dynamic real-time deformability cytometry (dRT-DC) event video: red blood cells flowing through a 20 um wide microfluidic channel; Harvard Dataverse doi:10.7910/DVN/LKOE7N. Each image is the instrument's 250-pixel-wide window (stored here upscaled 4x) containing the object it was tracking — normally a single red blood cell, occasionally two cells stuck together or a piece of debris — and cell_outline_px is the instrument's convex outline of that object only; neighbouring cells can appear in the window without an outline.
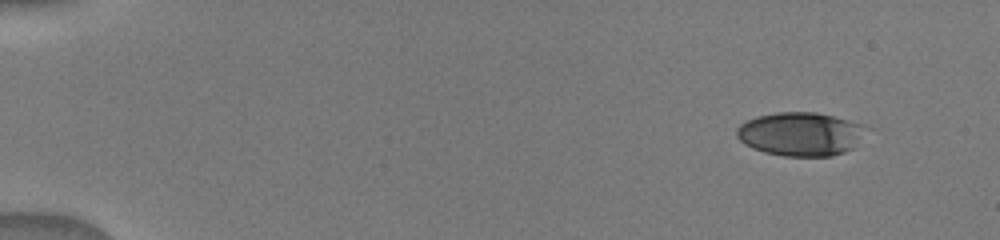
{"species": "human", "species_latin": "Homo sapiens", "temperature_condition": "warm", "stored_images_in_passage": 7, "camera_frame_rate_fps": 3000, "um_per_image_px": 0.085, "donor": {"sex": "male"}, "frame": {"image": 1, "passage_image": 1, "time_ms": 0.0, "image_size_px": [1000, 240], "cell_outline_px": [[872, 128], [856, 148], [832, 156], [784, 156], [764, 152], [752, 148], [744, 144], [736, 136], [736, 128], [740, 124], [756, 116], [776, 112], [816, 112], [864, 124]], "centroid_in_image_um": [68.13, 11.39], "position_along_channel_um": 16.9, "area_um2": 33.64}}
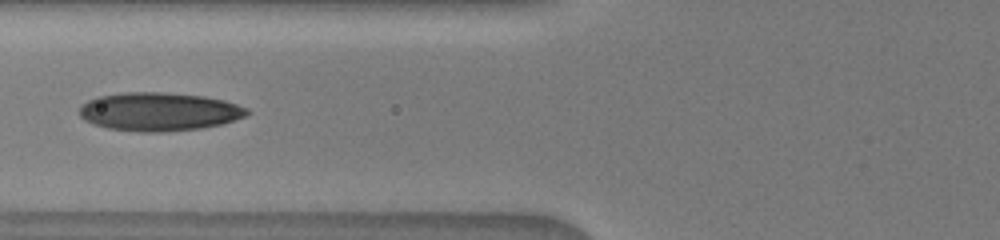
{"frame": {"image": 2, "passage_image": 6, "time_ms": 5.667, "image_size_px": [1000, 240], "cell_outline_px": [[248, 112], [244, 116], [220, 124], [200, 128], [164, 132], [140, 132], [108, 128], [92, 124], [84, 120], [80, 116], [80, 104], [96, 96], [120, 92], [160, 92], [204, 96], [224, 100], [248, 108]], "centroid_in_image_um": [13.45, 9.48], "position_along_channel_um": 112.4, "area_um2": 37.57}}
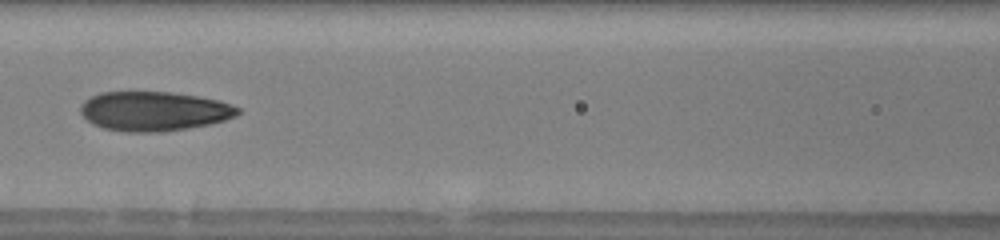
{"frame": {"image": 3, "passage_image": 7, "time_ms": 6.667, "image_size_px": [1000, 240], "cell_outline_px": [[240, 112], [236, 116], [224, 120], [208, 124], [188, 128], [164, 132], [124, 132], [104, 128], [92, 124], [80, 112], [80, 104], [84, 100], [100, 92], [168, 92], [196, 96], [220, 100], [240, 108]], "centroid_in_image_um": [13.07, 9.45], "position_along_channel_um": 153.5, "area_um2": 36.18}}